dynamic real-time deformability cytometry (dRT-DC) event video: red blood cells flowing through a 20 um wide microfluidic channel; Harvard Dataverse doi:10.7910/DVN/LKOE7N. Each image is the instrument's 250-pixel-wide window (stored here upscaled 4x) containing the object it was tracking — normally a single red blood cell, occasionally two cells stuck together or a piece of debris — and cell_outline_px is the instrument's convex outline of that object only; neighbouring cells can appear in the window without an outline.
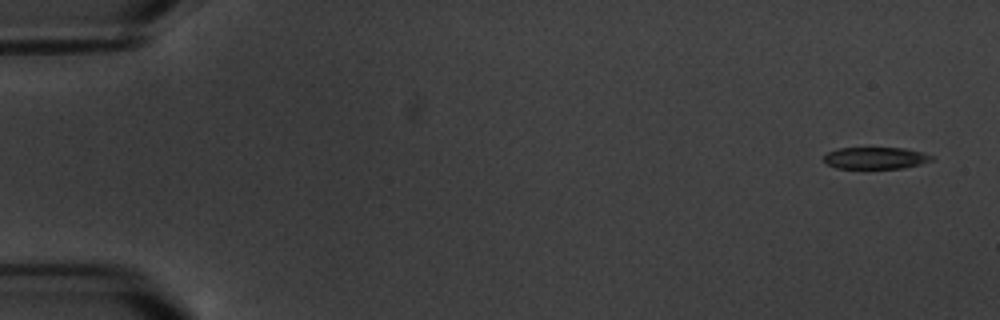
{"species": "common noctule bat (a hibernating species)", "species_latin": "Nyctalus noctula", "temperature_condition": "warm", "stored_images_in_passage": 5, "camera_frame_rate_fps": 3000, "um_per_image_px": 0.085, "animal": {"sex": "male", "body_mass_g": 20.1, "forearm_length_mm": 53.5}, "frame": {"image": 1, "passage_image": 1, "time_ms": 0.0, "image_size_px": [1000, 320], "cell_outline_px": [[936, 160], [904, 168], [836, 168], [828, 164], [824, 160], [824, 156], [828, 152], [840, 148], [904, 148], [924, 152], [936, 156]], "centroid_in_image_um": [74.52, 13.43], "position_along_channel_um": 10.5, "area_um2": 13.81}}
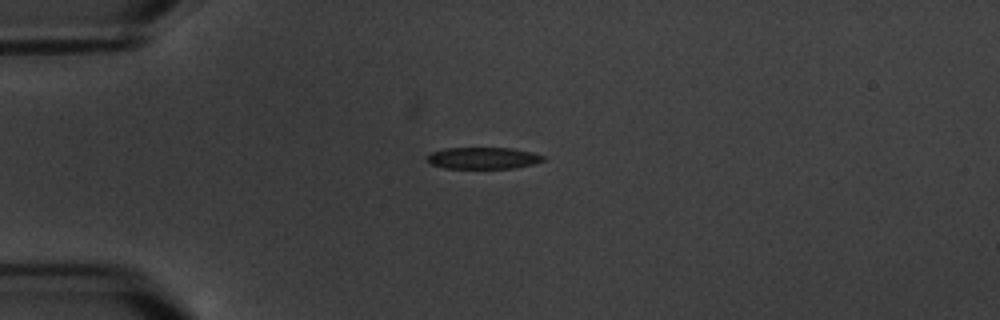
{"frame": {"image": 2, "passage_image": 4, "time_ms": 4.333, "image_size_px": [1000, 320], "cell_outline_px": [[548, 160], [532, 164], [512, 168], [444, 168], [428, 164], [424, 160], [432, 152], [444, 148], [512, 148], [532, 152], [544, 156]], "centroid_in_image_um": [41.04, 13.44], "position_along_channel_um": 44.0, "area_um2": 14.8}}